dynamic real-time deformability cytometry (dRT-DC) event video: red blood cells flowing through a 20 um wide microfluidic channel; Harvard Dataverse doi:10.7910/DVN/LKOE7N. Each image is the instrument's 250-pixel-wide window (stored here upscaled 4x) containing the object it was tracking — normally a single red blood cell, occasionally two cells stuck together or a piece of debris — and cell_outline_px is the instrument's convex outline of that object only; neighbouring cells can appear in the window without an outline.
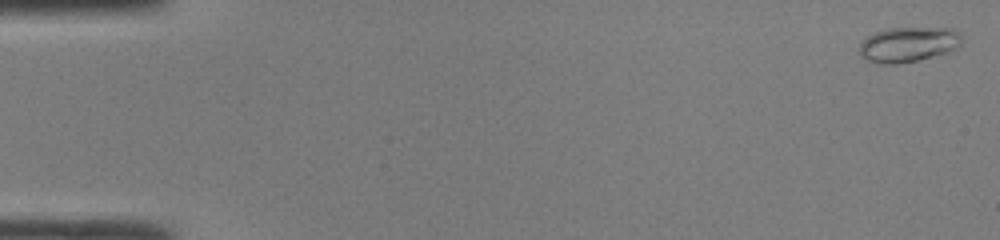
{"species": "common noctule bat (a hibernating species)", "species_latin": "Nyctalus noctula", "temperature_condition": "room temperature", "stored_images_in_passage": 49, "camera_frame_rate_fps": 3000, "um_per_image_px": 0.085, "animal": {"sex": "male", "body_mass_g": 19.0, "forearm_length_mm": 50.8}, "frame": {"image": 1, "passage_image": 2, "time_ms": 0.333, "image_size_px": [1000, 240], "cell_outline_px": [[960, 44], [956, 48], [944, 52], [916, 60], [896, 64], [884, 64], [868, 60], [860, 56], [860, 44], [868, 36], [876, 32], [888, 28], [948, 28], [956, 32], [960, 36]], "centroid_in_image_um": [77.15, 3.77], "position_along_channel_um": 7.9, "area_um2": 20.29}}
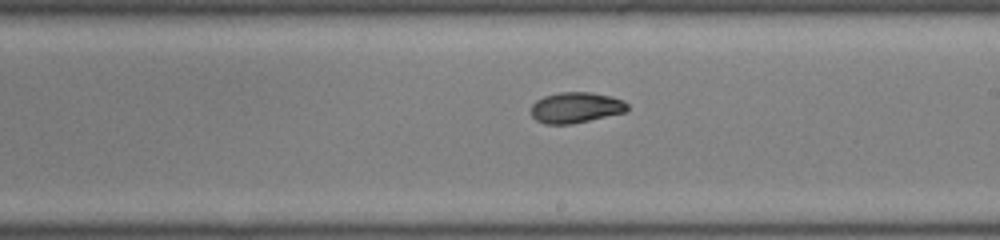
{"frame": {"image": 2, "passage_image": 29, "time_ms": 9.333, "image_size_px": [1000, 240], "cell_outline_px": [[628, 108], [624, 112], [572, 124], [544, 124], [536, 120], [532, 116], [532, 104], [536, 100], [544, 96], [560, 92], [588, 92], [608, 96], [624, 100], [628, 104]], "centroid_in_image_um": [48.92, 9.14], "position_along_channel_um": 240.1, "area_um2": 17.11}}
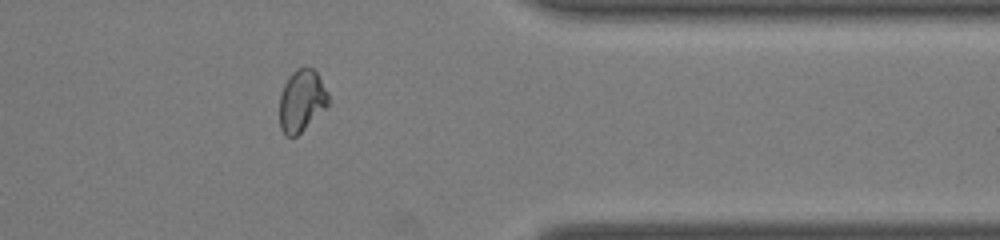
{"frame": {"image": 3, "passage_image": 40, "time_ms": 13.0, "image_size_px": [1000, 240], "cell_outline_px": [[328, 108], [296, 136], [284, 136], [280, 128], [280, 96], [284, 84], [288, 76], [296, 68], [312, 68], [316, 72], [328, 92]], "centroid_in_image_um": [25.64, 8.58], "position_along_channel_um": 385.8, "area_um2": 17.74}, "authors_computed_cell_mechanics": {"area_um2": 17.8024, "velocity_mm_per_s": 4.2995, "shape_relaxation_time_tau1_ms": 7.3712, "shape_relaxation_time_tau2_ms": 2.4482, "deformation_change_tau1": 0.1549, "deformation_change_tau2": 0.0643}}